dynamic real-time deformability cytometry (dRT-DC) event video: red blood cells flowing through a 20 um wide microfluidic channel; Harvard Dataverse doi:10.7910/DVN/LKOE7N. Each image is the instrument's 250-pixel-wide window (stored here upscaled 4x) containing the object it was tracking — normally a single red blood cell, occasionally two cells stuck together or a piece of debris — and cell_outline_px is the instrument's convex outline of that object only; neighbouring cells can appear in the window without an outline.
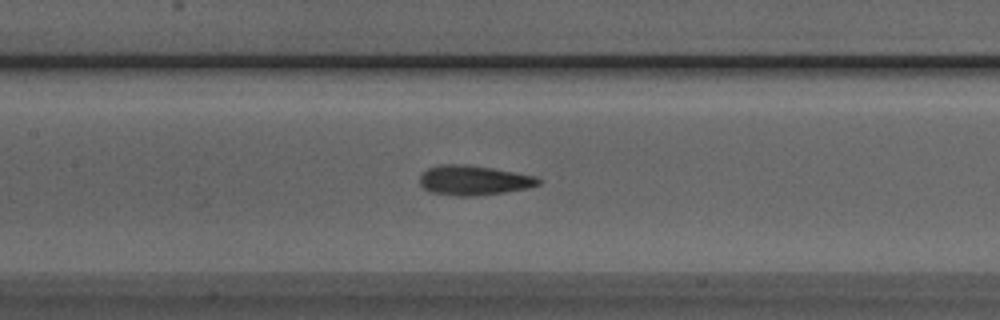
{"species": "Egyptian fruit bat (a non-hibernating species)", "species_latin": "Rousettus aegyptiacus", "temperature_condition": "room temperature", "stored_images_in_passage": 40, "camera_frame_rate_fps": 3000, "um_per_image_px": 0.085, "animal": {"sex": "male"}, "frame": {"image": 1, "passage_image": 23, "time_ms": 7.333, "image_size_px": [1000, 320], "cell_outline_px": [[544, 180], [540, 184], [528, 188], [504, 192], [476, 196], [456, 196], [432, 192], [424, 188], [420, 184], [420, 176], [428, 168], [440, 164], [464, 164], [492, 168], [536, 176]], "centroid_in_image_um": [40.3, 15.32], "position_along_channel_um": 167.1, "area_um2": 20.58}}
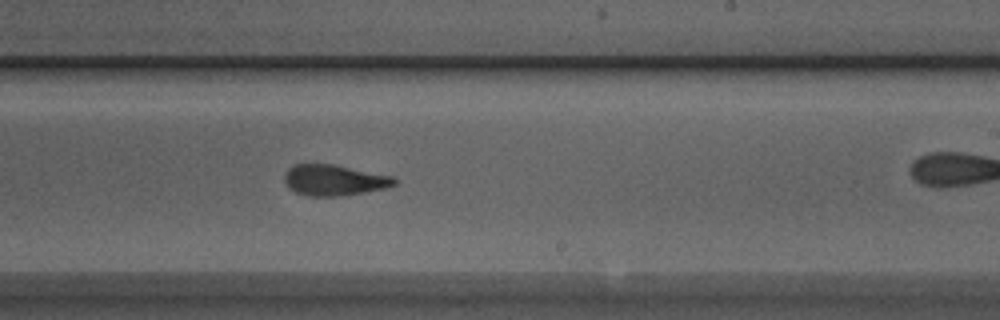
{"frame": {"image": 2, "passage_image": 30, "time_ms": 9.667, "image_size_px": [1000, 320], "cell_outline_px": [[396, 184], [384, 188], [340, 196], [308, 196], [296, 192], [288, 188], [284, 180], [284, 172], [292, 164], [332, 164], [392, 176], [396, 180]], "centroid_in_image_um": [28.33, 15.3], "position_along_channel_um": 260.7, "area_um2": 19.65}}
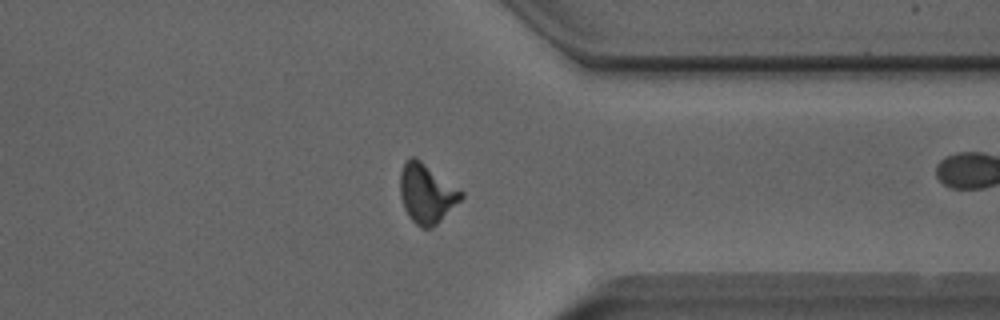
{"frame": {"image": 3, "passage_image": 39, "time_ms": 12.667, "image_size_px": [1000, 320], "cell_outline_px": [[464, 196], [432, 228], [420, 228], [408, 216], [404, 208], [400, 196], [400, 172], [404, 164], [412, 156], [416, 156], [464, 192]], "centroid_in_image_um": [36.25, 16.43], "position_along_channel_um": 375.2, "area_um2": 21.04}}